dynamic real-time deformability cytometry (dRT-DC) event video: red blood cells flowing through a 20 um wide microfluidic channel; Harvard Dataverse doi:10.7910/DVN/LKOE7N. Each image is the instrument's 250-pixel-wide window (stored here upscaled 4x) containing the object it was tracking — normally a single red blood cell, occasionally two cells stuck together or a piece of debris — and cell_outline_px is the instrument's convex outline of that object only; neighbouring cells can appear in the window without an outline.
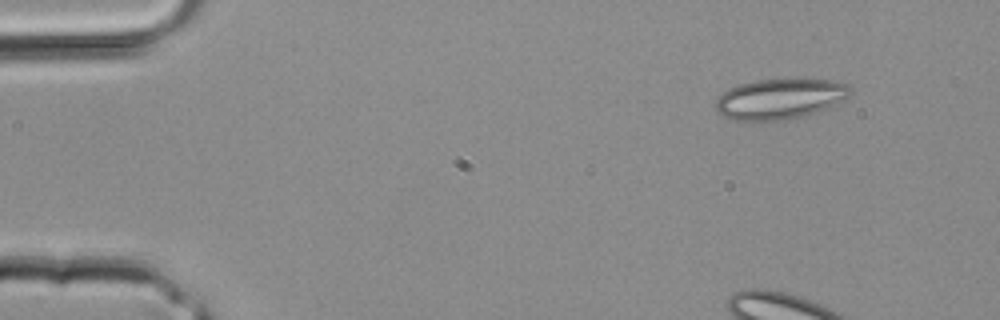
{"species": "common noctule bat (a hibernating species)", "species_latin": "Nyctalus noctula", "temperature_condition": "room temperature", "stored_images_in_passage": 3, "camera_frame_rate_fps": 3000, "um_per_image_px": 0.085, "animal": {"sex": "male", "body_mass_g": 20.4}, "frame": {"image": 1, "passage_image": 1, "time_ms": 0.0, "image_size_px": [1000, 320], "cell_outline_px": [[856, 92], [832, 108], [820, 112], [784, 120], [732, 120], [720, 116], [716, 112], [716, 100], [728, 88], [740, 84], [756, 80], [832, 80], [848, 84]], "centroid_in_image_um": [66.36, 8.42], "position_along_channel_um": 18.6, "area_um2": 32.08}}